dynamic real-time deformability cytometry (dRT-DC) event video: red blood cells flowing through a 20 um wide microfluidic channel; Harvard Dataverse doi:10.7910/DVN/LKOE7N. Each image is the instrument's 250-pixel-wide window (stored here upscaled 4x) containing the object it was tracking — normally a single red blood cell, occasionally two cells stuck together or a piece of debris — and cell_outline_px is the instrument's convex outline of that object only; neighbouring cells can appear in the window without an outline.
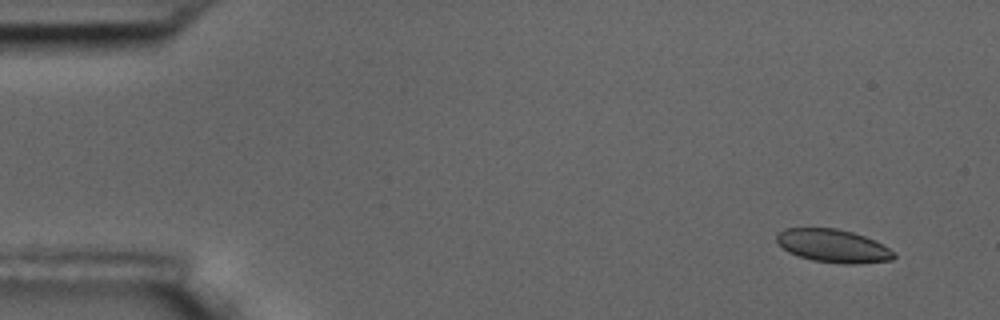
{"species": "common noctule bat (a hibernating species)", "species_latin": "Nyctalus noctula", "temperature_condition": "room temperature", "stored_images_in_passage": 7, "camera_frame_rate_fps": 3000, "um_per_image_px": 0.085, "animal": {"sex": "male", "body_mass_g": 17.5, "forearm_length_mm": 52.3}, "frame": {"image": 1, "passage_image": 2, "time_ms": 1.333, "image_size_px": [1000, 320], "cell_outline_px": [[896, 256], [892, 260], [856, 264], [844, 264], [812, 260], [788, 252], [776, 244], [776, 236], [784, 228], [836, 228], [852, 232], [864, 236], [888, 248]], "centroid_in_image_um": [70.76, 20.9], "position_along_channel_um": 14.2, "area_um2": 22.48}}
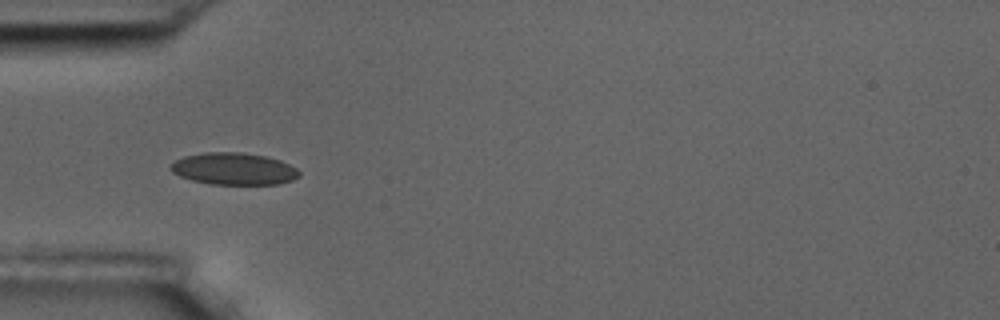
{"frame": {"image": 2, "passage_image": 6, "time_ms": 6.0, "image_size_px": [1000, 320], "cell_outline_px": [[300, 176], [292, 180], [280, 184], [212, 184], [192, 180], [180, 176], [172, 172], [168, 168], [176, 160], [184, 156], [204, 152], [244, 152], [268, 156], [280, 160], [296, 168], [300, 172]], "centroid_in_image_um": [19.89, 14.34], "position_along_channel_um": 65.1, "area_um2": 24.1}}